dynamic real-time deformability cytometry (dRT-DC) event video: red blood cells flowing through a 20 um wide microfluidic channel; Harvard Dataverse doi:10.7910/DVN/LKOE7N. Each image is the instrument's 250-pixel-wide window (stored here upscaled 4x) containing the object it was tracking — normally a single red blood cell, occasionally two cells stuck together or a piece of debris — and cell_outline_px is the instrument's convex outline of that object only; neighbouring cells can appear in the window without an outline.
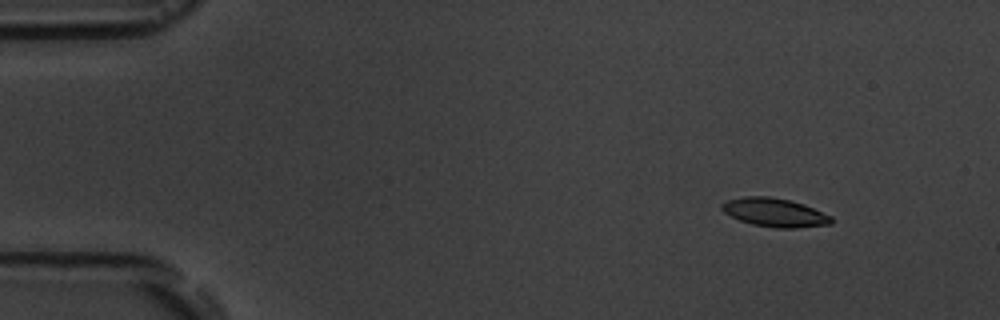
{"species": "common noctule bat (a hibernating species)", "species_latin": "Nyctalus noctula", "temperature_condition": "room temperature", "stored_images_in_passage": 4, "camera_frame_rate_fps": 3000, "um_per_image_px": 0.085, "animal": {"sex": "male", "body_mass_g": 19.5, "forearm_length_mm": 54.6}, "frame": {"image": 1, "passage_image": 2, "time_ms": 1.333, "image_size_px": [1000, 320], "cell_outline_px": [[832, 224], [796, 228], [776, 228], [752, 224], [740, 220], [724, 212], [720, 208], [720, 204], [728, 200], [744, 196], [768, 196], [788, 200], [804, 204], [832, 216]], "centroid_in_image_um": [65.85, 18.06], "position_along_channel_um": 19.2, "area_um2": 18.21}}
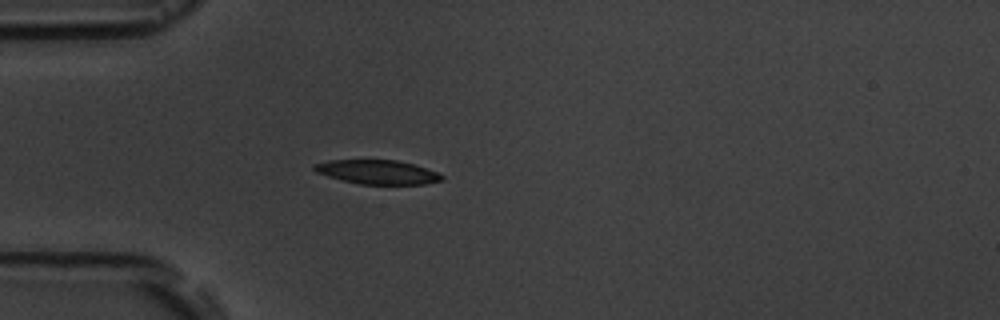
{"frame": {"image": 2, "passage_image": 4, "time_ms": 4.667, "image_size_px": [1000, 320], "cell_outline_px": [[444, 180], [424, 184], [360, 184], [328, 176], [316, 172], [312, 168], [312, 164], [328, 160], [396, 160], [412, 164], [436, 172], [444, 176]], "centroid_in_image_um": [32.06, 14.62], "position_along_channel_um": 52.9, "area_um2": 17.74}}